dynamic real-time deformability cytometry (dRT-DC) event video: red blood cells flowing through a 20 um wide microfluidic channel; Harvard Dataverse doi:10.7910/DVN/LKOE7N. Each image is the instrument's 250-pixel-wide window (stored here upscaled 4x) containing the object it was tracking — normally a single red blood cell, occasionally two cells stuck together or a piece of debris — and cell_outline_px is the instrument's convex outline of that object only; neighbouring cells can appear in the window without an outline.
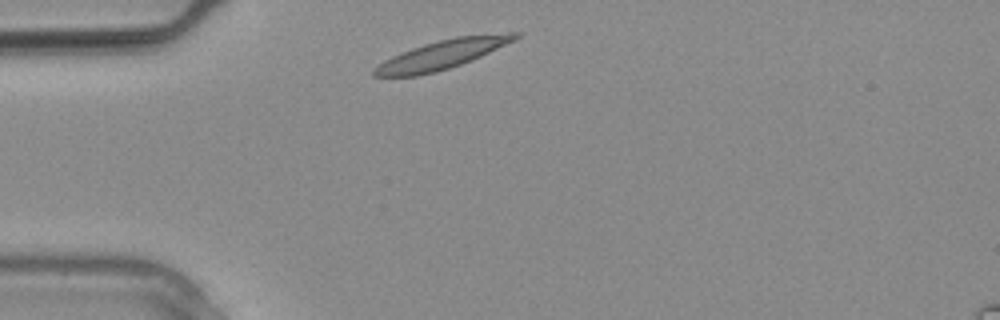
{"species": "common noctule bat (a hibernating species)", "species_latin": "Nyctalus noctula", "temperature_condition": "warm", "stored_images_in_passage": 9, "camera_frame_rate_fps": 3000, "um_per_image_px": 0.085, "animal": {"sex": "male", "body_mass_g": 20.4}, "frame": {"image": 1, "passage_image": 1, "time_ms": 0.0, "image_size_px": [1000, 320], "cell_outline_px": [[520, 36], [516, 40], [472, 60], [436, 72], [416, 76], [372, 76], [372, 72], [384, 60], [392, 56], [412, 48], [424, 44], [456, 36], [508, 32], [520, 32]], "centroid_in_image_um": [37.63, 4.62], "position_along_channel_um": 47.4, "area_um2": 23.64}}